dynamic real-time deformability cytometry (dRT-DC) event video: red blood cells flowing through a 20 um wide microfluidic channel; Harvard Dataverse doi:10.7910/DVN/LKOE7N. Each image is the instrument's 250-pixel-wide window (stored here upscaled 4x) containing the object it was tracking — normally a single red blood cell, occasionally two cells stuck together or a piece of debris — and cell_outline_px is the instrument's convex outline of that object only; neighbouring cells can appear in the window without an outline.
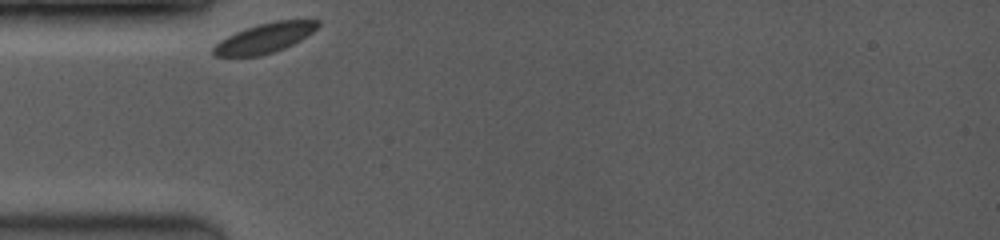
{"species": "common noctule bat (a hibernating species)", "species_latin": "Nyctalus noctula", "temperature_condition": "room temperature", "stored_images_in_passage": 55, "camera_frame_rate_fps": 3500, "um_per_image_px": 0.085, "animal": {"sex": "female", "body_mass_g": 19.0, "forearm_length_mm": 53.3}, "frame": {"image": 1, "passage_image": 1, "time_ms": 0.0, "image_size_px": [1000, 240], "cell_outline_px": [[320, 24], [312, 32], [300, 40], [284, 48], [260, 56], [212, 56], [212, 48], [220, 40], [236, 32], [260, 24], [276, 20], [320, 20]], "centroid_in_image_um": [22.48, 3.24], "position_along_channel_um": 62.5, "area_um2": 17.8}}
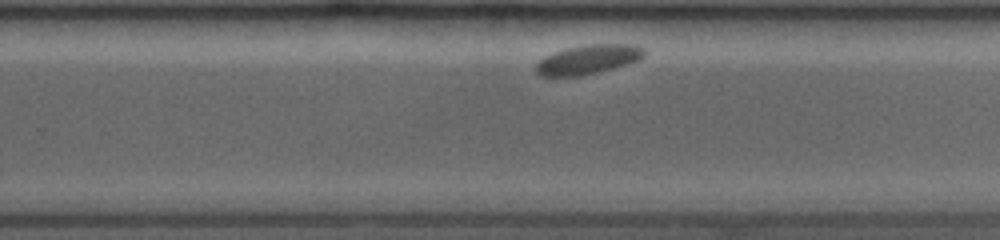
{"frame": {"image": 2, "passage_image": 39, "time_ms": 6.286, "image_size_px": [1000, 240], "cell_outline_px": [[648, 52], [640, 60], [628, 64], [580, 76], [540, 76], [536, 72], [536, 64], [544, 56], [552, 52], [564, 48], [584, 44], [636, 44], [644, 48]], "centroid_in_image_um": [50.02, 5.03], "position_along_channel_um": 279.8, "area_um2": 18.79}}
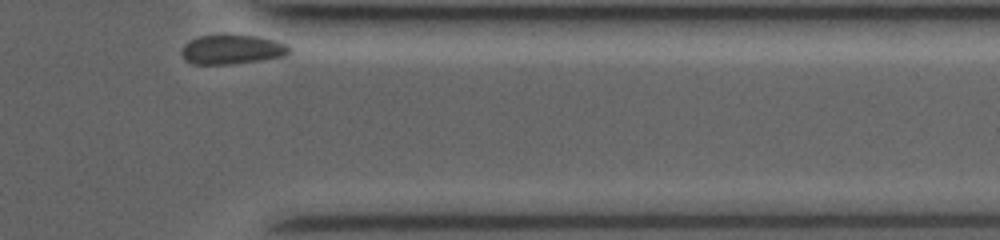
{"frame": {"image": 3, "passage_image": 54, "time_ms": 9.429, "image_size_px": [1000, 240], "cell_outline_px": [[292, 52], [284, 56], [260, 60], [228, 64], [192, 64], [184, 60], [184, 44], [200, 36], [256, 36], [276, 40], [288, 44], [292, 48]], "centroid_in_image_um": [19.81, 4.22], "position_along_channel_um": 391.6, "area_um2": 18.09}}